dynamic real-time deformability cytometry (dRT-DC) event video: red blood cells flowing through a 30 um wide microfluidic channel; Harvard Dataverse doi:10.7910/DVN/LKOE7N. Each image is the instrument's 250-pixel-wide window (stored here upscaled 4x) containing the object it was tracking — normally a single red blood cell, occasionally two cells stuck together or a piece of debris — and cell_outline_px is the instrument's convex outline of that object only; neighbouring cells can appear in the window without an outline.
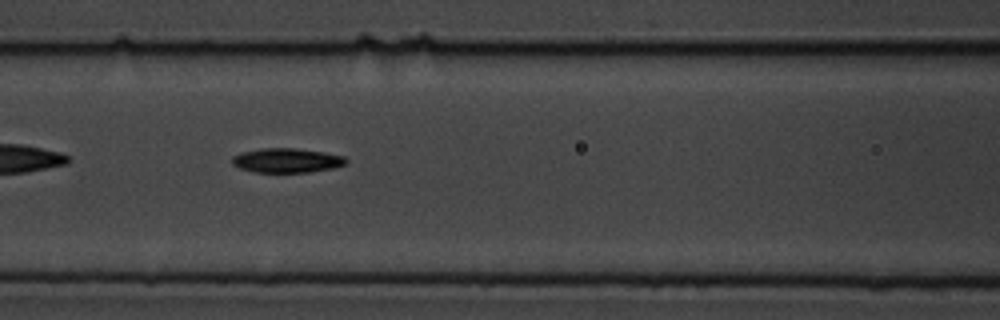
{"species": "common noctule bat (a hibernating species)", "species_latin": "Nyctalus noctula", "temperature_condition": "cold", "stored_images_in_passage": 8, "camera_frame_rate_fps": 3000, "um_per_image_px": 0.085, "animal": {"sex": "male", "body_mass_g": 19.5, "forearm_length_mm": 54.6}, "frame": {"image": 1, "passage_image": 7, "time_ms": 7.667, "image_size_px": [1000, 320], "cell_outline_px": [[348, 160], [344, 164], [332, 168], [308, 172], [252, 172], [240, 168], [232, 164], [232, 156], [244, 152], [260, 148], [296, 148], [324, 152], [344, 156]], "centroid_in_image_um": [24.36, 13.63], "position_along_channel_um": 142.2, "area_um2": 16.13}}